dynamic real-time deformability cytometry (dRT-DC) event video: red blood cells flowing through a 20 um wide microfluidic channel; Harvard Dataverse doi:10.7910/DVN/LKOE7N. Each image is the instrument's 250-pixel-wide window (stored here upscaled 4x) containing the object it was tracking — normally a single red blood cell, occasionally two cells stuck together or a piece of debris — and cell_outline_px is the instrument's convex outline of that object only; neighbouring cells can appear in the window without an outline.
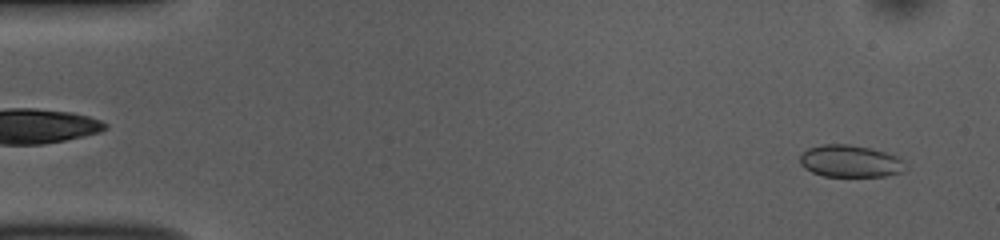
{"species": "common noctule bat (a hibernating species)", "species_latin": "Nyctalus noctula", "temperature_condition": "room temperature", "stored_images_in_passage": 10, "camera_frame_rate_fps": 3000, "um_per_image_px": 0.085, "animal": {"sex": "female", "body_mass_g": 10.0, "forearm_length_mm": 53.1}, "frame": {"image": 1, "passage_image": 2, "time_ms": 0.333, "image_size_px": [1000, 240], "cell_outline_px": [[900, 172], [884, 176], [824, 176], [812, 172], [804, 168], [800, 164], [800, 156], [808, 148], [820, 144], [848, 144], [868, 148], [900, 156]], "centroid_in_image_um": [72.17, 13.69], "position_along_channel_um": 12.8, "area_um2": 19.31}}